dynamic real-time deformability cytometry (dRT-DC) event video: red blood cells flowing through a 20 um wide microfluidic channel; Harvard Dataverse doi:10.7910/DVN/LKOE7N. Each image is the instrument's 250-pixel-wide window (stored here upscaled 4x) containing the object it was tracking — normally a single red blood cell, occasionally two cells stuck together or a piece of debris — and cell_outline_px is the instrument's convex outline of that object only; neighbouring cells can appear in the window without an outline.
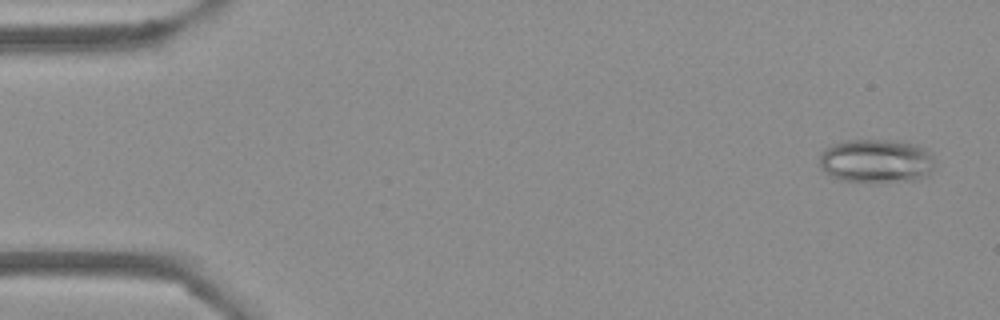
{"species": "Egyptian fruit bat (a non-hibernating species)", "species_latin": "Rousettus aegyptiacus", "temperature_condition": "cold", "stored_images_in_passage": 53, "camera_frame_rate_fps": 3000, "um_per_image_px": 0.085, "frame": {"image": 1, "passage_image": 2, "time_ms": 0.333, "image_size_px": [1000, 320], "cell_outline_px": [[932, 168], [924, 176], [916, 180], [876, 184], [840, 180], [832, 176], [820, 168], [820, 152], [824, 148], [832, 144], [844, 140], [896, 140], [912, 144], [924, 148], [932, 156]], "centroid_in_image_um": [74.42, 13.71], "position_along_channel_um": 10.6, "area_um2": 29.82}}
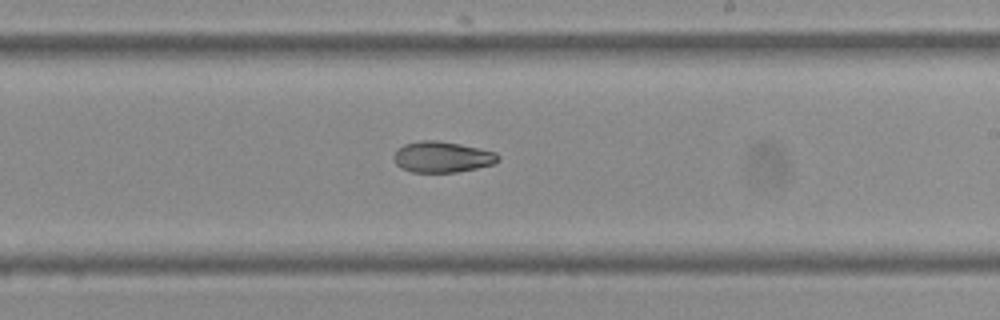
{"frame": {"image": 2, "passage_image": 31, "time_ms": 10.0, "image_size_px": [1000, 320], "cell_outline_px": [[500, 160], [496, 164], [456, 172], [412, 172], [400, 168], [396, 164], [392, 156], [396, 148], [404, 144], [420, 140], [436, 140], [460, 144], [496, 152], [500, 156]], "centroid_in_image_um": [37.57, 13.34], "position_along_channel_um": 251.4, "area_um2": 19.07}}
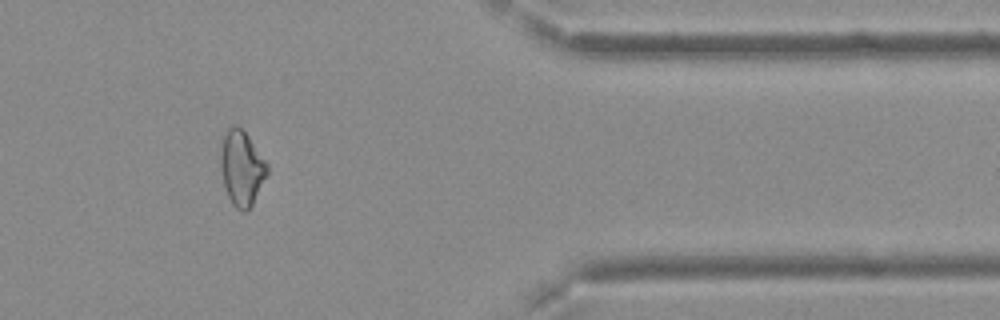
{"frame": {"image": 3, "passage_image": 44, "time_ms": 14.333, "image_size_px": [1000, 320], "cell_outline_px": [[268, 172], [252, 204], [244, 212], [236, 208], [232, 204], [228, 196], [224, 184], [220, 168], [220, 136], [228, 128], [236, 124], [248, 136], [268, 164]], "centroid_in_image_um": [20.5, 14.24], "position_along_channel_um": 390.9, "area_um2": 20.35}, "authors_computed_cell_mechanics": {"area_um2": 20.7502, "velocity_mm_per_s": 3.7613, "shape_relaxation_time_tau1_ms": null, "shape_relaxation_time_tau2_ms": 6.3007, "deformation_change_tau1": null, "deformation_change_tau2": 0.1097}}